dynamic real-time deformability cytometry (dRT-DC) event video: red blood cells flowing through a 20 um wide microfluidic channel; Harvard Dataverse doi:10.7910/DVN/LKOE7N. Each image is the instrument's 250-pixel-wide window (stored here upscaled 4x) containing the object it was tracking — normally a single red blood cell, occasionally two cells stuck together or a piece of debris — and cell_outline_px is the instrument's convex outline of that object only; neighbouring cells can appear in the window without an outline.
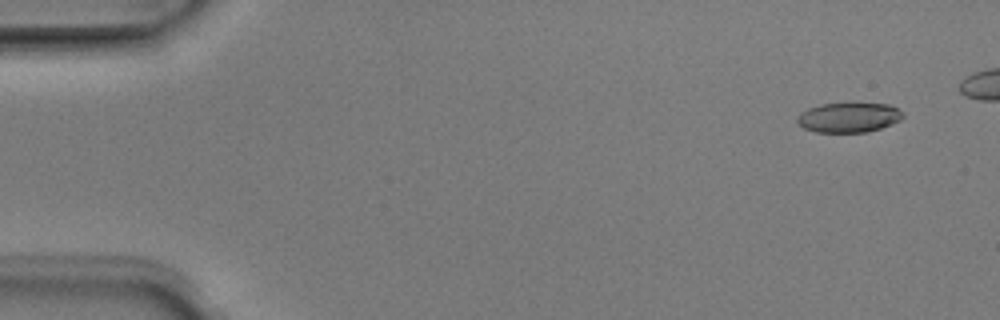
{"species": "Egyptian fruit bat (a non-hibernating species)", "species_latin": "Rousettus aegyptiacus", "temperature_condition": "room temperature", "stored_images_in_passage": 6, "camera_frame_rate_fps": 3000, "um_per_image_px": 0.085, "animal": {"sex": "male"}, "frame": {"image": 1, "passage_image": 1, "time_ms": 0.0, "image_size_px": [1000, 320], "cell_outline_px": [[904, 116], [900, 120], [892, 124], [868, 132], [816, 132], [804, 128], [796, 120], [796, 116], [800, 112], [808, 108], [820, 104], [888, 104], [904, 112]], "centroid_in_image_um": [72.13, 9.99], "position_along_channel_um": 12.9, "area_um2": 18.26}}